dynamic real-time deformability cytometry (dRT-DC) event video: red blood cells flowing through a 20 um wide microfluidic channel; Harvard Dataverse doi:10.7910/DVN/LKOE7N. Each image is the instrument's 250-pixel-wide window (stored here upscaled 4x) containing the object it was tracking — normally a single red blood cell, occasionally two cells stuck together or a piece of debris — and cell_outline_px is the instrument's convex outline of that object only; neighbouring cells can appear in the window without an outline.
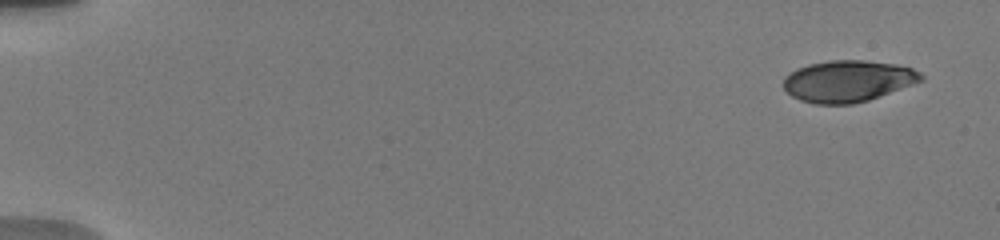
{"species": "human", "species_latin": "Homo sapiens", "temperature_condition": "warm", "stored_images_in_passage": 16, "camera_frame_rate_fps": 3000, "um_per_image_px": 0.085, "donor": {"sex": "male"}, "frame": {"image": 1, "passage_image": 1, "time_ms": 0.0, "image_size_px": [1000, 240], "cell_outline_px": [[924, 80], [868, 100], [852, 104], [816, 104], [800, 100], [792, 96], [784, 88], [784, 76], [796, 68], [808, 64], [828, 60], [864, 60], [896, 64], [912, 68], [920, 72], [924, 76]], "centroid_in_image_um": [72.06, 6.88], "position_along_channel_um": 12.9, "area_um2": 33.35}}
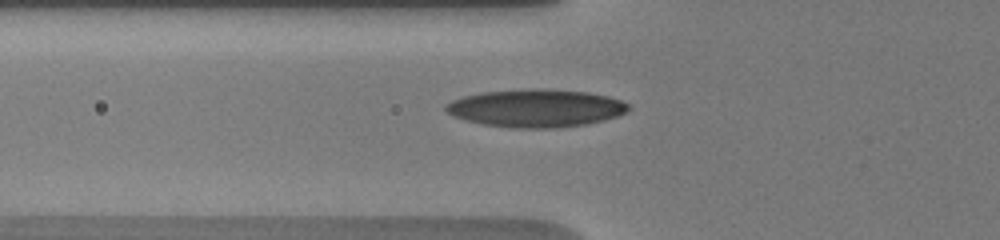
{"frame": {"image": 2, "passage_image": 12, "time_ms": 6.0, "image_size_px": [1000, 240], "cell_outline_px": [[628, 112], [604, 120], [588, 124], [560, 128], [516, 128], [484, 124], [452, 116], [444, 108], [444, 104], [452, 100], [464, 96], [480, 92], [532, 88], [544, 88], [588, 92], [608, 96], [620, 100], [628, 104]], "centroid_in_image_um": [45.56, 9.19], "position_along_channel_um": 80.2, "area_um2": 40.46}}
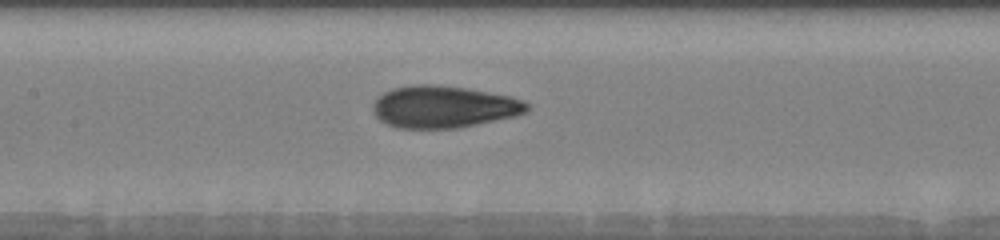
{"frame": {"image": 3, "passage_image": 16, "time_ms": 8.333, "image_size_px": [1000, 240], "cell_outline_px": [[528, 112], [516, 116], [456, 128], [396, 128], [380, 120], [372, 112], [372, 104], [376, 96], [392, 88], [416, 84], [432, 84], [468, 88], [508, 96], [524, 100], [528, 104]], "centroid_in_image_um": [37.67, 9.07], "position_along_channel_um": 169.7, "area_um2": 37.92}}